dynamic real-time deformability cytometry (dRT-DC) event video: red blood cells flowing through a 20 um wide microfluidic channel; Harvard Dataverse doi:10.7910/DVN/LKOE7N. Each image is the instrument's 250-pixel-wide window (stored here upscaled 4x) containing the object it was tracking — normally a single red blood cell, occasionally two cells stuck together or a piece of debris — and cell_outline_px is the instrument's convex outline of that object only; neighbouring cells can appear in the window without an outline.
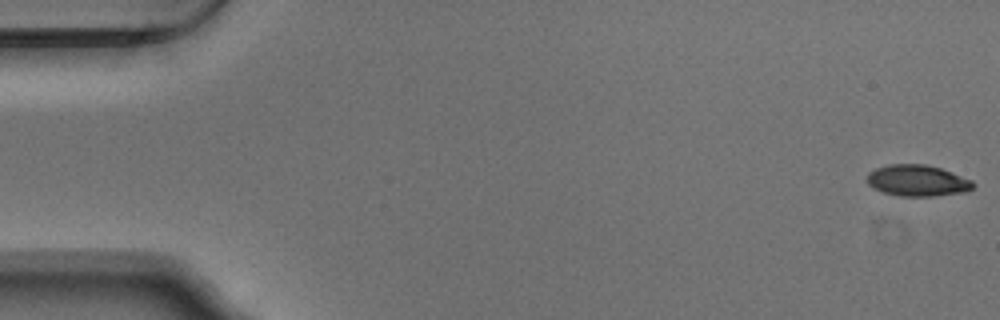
{"species": "Egyptian fruit bat (a non-hibernating species)", "species_latin": "Rousettus aegyptiacus", "temperature_condition": "warm", "stored_images_in_passage": 54, "camera_frame_rate_fps": 3000, "um_per_image_px": 0.085, "animal": {"sex": "male"}, "frame": {"image": 1, "passage_image": 1, "time_ms": 0.0, "image_size_px": [1000, 320], "cell_outline_px": [[976, 184], [968, 192], [932, 196], [900, 196], [884, 192], [868, 184], [868, 172], [876, 168], [888, 164], [924, 164], [940, 168], [952, 172], [972, 180]], "centroid_in_image_um": [78.02, 15.35], "position_along_channel_um": 7.0, "area_um2": 19.31}}
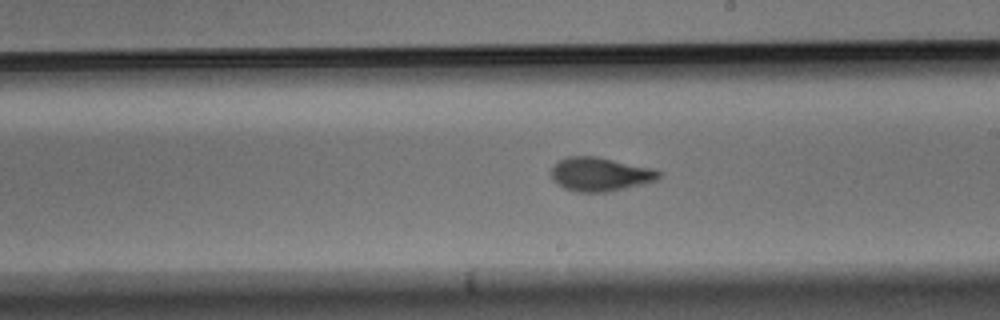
{"frame": {"image": 2, "passage_image": 31, "time_ms": 10.0, "image_size_px": [1000, 320], "cell_outline_px": [[660, 176], [656, 180], [644, 184], [608, 192], [576, 192], [564, 188], [552, 176], [552, 164], [568, 156], [596, 156], [656, 168], [660, 172]], "centroid_in_image_um": [51.05, 14.8], "position_along_channel_um": 237.9, "area_um2": 21.27}}
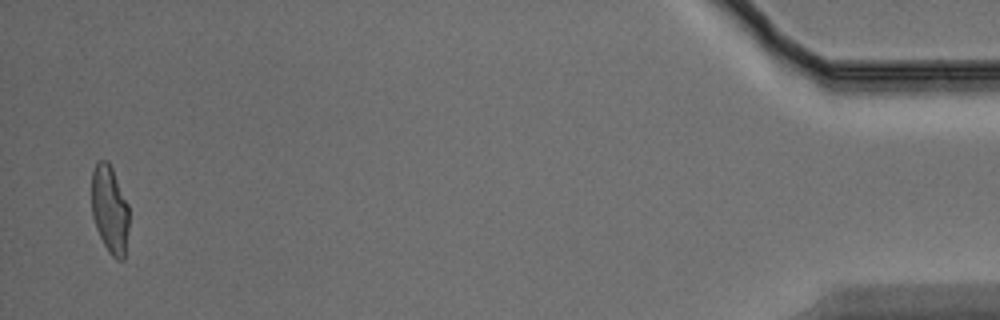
{"frame": {"image": 3, "passage_image": 53, "time_ms": 17.333, "image_size_px": [1000, 320], "cell_outline_px": [[128, 228], [124, 260], [116, 260], [108, 252], [96, 228], [92, 216], [92, 172], [96, 164], [100, 160], [108, 160], [112, 168], [128, 204]], "centroid_in_image_um": [9.33, 17.82], "position_along_channel_um": 425.9, "area_um2": 19.07}, "authors_computed_cell_mechanics": {"area_um2": 20.2878, "velocity_mm_per_s": 3.7504, "shape_relaxation_time_tau1_ms": 4.2469, "shape_relaxation_time_tau2_ms": 1.4334, "deformation_change_tau1": 0.1801, "deformation_change_tau2": 0.073}}